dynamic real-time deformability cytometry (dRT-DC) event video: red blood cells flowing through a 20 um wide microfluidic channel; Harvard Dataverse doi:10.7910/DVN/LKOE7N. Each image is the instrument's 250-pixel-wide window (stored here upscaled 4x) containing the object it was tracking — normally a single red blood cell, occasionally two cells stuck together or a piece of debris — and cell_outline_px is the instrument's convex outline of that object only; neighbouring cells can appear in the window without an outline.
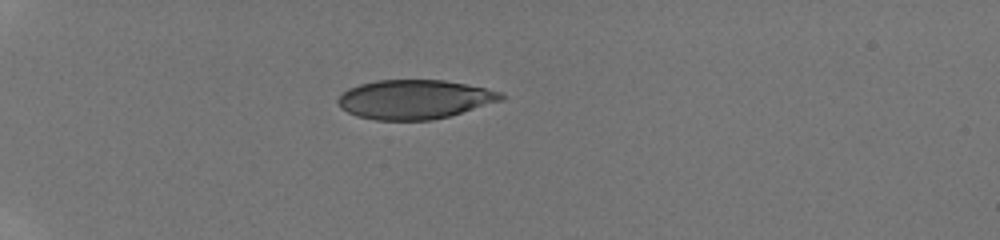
{"species": "human", "species_latin": "Homo sapiens", "temperature_condition": "room temperature", "stored_images_in_passage": 7, "camera_frame_rate_fps": 3000, "um_per_image_px": 0.085, "donor": {"sex": "male"}, "frame": {"image": 1, "passage_image": 1, "time_ms": 0.0, "image_size_px": [1000, 240], "cell_outline_px": [[508, 96], [504, 100], [448, 116], [432, 120], [376, 120], [356, 116], [340, 108], [336, 100], [348, 88], [360, 84], [376, 80], [444, 80], [484, 88], [500, 92]], "centroid_in_image_um": [35.23, 8.45], "position_along_channel_um": 49.8, "area_um2": 37.22}}